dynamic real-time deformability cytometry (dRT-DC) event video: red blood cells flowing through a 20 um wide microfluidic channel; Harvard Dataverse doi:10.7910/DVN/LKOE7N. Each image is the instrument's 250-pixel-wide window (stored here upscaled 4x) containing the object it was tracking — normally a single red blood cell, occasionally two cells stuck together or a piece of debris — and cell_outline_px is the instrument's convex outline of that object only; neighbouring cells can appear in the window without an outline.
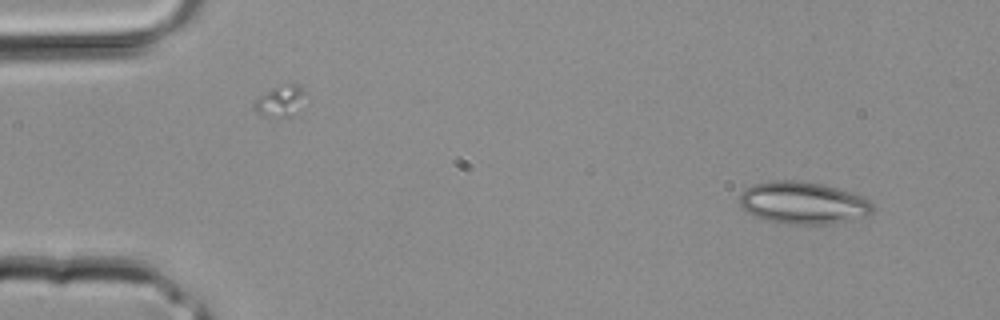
{"species": "common noctule bat (a hibernating species)", "species_latin": "Nyctalus noctula", "temperature_condition": "room temperature", "stored_images_in_passage": 3, "camera_frame_rate_fps": 3000, "um_per_image_px": 0.085, "animal": {"sex": "male", "body_mass_g": 20.4}, "frame": {"image": 1, "passage_image": 1, "time_ms": 0.0, "image_size_px": [1000, 320], "cell_outline_px": [[876, 212], [868, 216], [836, 224], [788, 224], [764, 220], [748, 212], [736, 200], [744, 188], [756, 184], [772, 180], [800, 180], [824, 184], [872, 200], [876, 208]], "centroid_in_image_um": [68.31, 17.25], "position_along_channel_um": 16.7, "area_um2": 33.41}}